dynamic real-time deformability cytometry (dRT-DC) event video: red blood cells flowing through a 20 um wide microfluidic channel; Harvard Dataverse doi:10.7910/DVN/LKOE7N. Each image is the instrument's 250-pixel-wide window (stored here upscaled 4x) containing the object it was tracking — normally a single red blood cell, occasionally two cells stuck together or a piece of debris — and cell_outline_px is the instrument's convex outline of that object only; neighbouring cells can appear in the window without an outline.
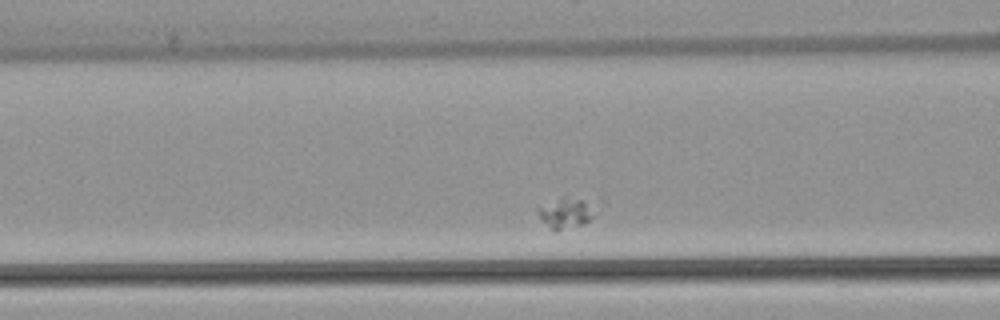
{"species": "common noctule bat (a hibernating species)", "species_latin": "Nyctalus noctula", "temperature_condition": "warm", "stored_images_in_passage": 31, "camera_frame_rate_fps": 3000, "um_per_image_px": 0.085, "animal": {"sex": "female", "body_mass_g": 22.7, "forearm_length_mm": 54.2}, "frame": {"image": 1, "passage_image": 8, "time_ms": 2.333, "image_size_px": [1000, 320], "cell_outline_px": [[604, 204], [588, 220], [580, 224], [560, 228], [552, 228], [536, 212], [536, 208], [564, 196], [604, 196]], "centroid_in_image_um": [48.45, 17.89], "position_along_channel_um": 118.2, "area_um2": 11.1}}